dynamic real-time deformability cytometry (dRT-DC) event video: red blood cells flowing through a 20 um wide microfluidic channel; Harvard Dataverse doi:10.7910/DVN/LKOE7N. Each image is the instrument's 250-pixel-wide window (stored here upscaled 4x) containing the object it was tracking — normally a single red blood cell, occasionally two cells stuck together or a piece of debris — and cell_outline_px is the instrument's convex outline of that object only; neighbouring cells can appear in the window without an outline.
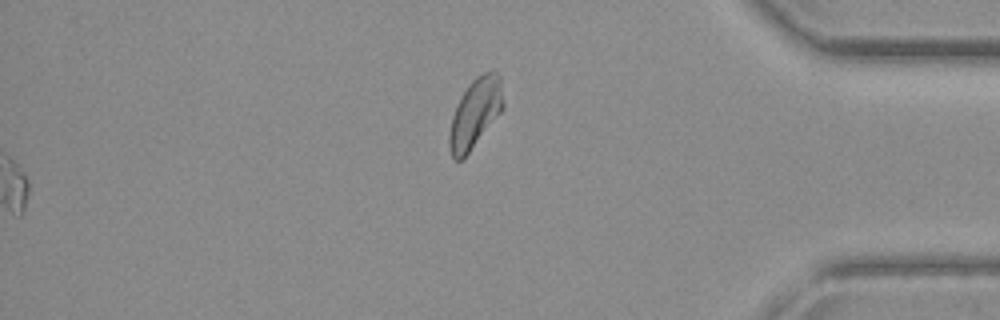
{"species": "common noctule bat (a hibernating species)", "species_latin": "Nyctalus noctula", "temperature_condition": "warm", "stored_images_in_passage": 69, "segment_of_instrument_passage": [2, 2], "camera_frame_rate_fps": 3000, "um_per_image_px": 0.085, "animal": {"sex": "female", "body_mass_g": 19.3, "forearm_length_mm": 54.1}, "frame": {"image": 1, "passage_image": 69, "time_ms": 22.667, "image_size_px": [1000, 320], "cell_outline_px": [[504, 108], [468, 152], [460, 160], [456, 160], [452, 156], [448, 144], [448, 136], [452, 116], [456, 104], [472, 80], [476, 76], [492, 68], [496, 68], [500, 76], [504, 104]], "centroid_in_image_um": [40.4, 9.54], "position_along_channel_um": 394.8, "area_um2": 21.68}}